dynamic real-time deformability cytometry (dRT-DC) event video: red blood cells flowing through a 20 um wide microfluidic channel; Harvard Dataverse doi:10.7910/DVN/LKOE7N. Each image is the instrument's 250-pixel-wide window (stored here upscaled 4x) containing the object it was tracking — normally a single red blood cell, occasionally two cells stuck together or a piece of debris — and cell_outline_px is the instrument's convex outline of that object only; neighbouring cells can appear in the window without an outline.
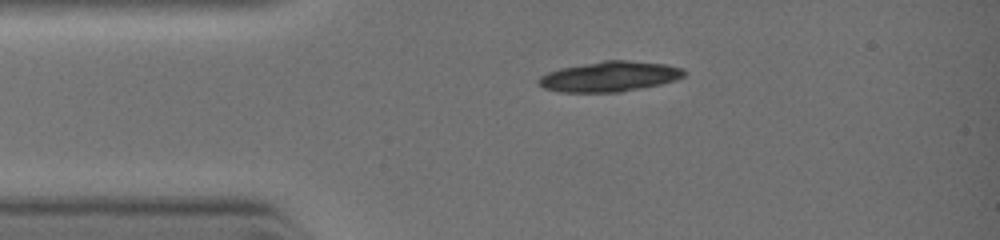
{"species": "common noctule bat (a hibernating species)", "species_latin": "Nyctalus noctula", "temperature_condition": "warm", "stored_images_in_passage": 7, "camera_frame_rate_fps": 3000, "um_per_image_px": 0.085, "animal": {"sex": "female", "body_mass_g": 19.0, "forearm_length_mm": 51.5}, "frame": {"image": 1, "passage_image": 1, "time_ms": 0.0, "image_size_px": [1000, 240], "cell_outline_px": [[688, 72], [684, 76], [676, 80], [660, 84], [620, 92], [560, 92], [544, 88], [536, 84], [536, 80], [540, 76], [548, 72], [560, 68], [604, 60], [628, 60], [668, 64], [684, 68]], "centroid_in_image_um": [51.83, 6.5], "position_along_channel_um": 33.2, "area_um2": 25.89}}